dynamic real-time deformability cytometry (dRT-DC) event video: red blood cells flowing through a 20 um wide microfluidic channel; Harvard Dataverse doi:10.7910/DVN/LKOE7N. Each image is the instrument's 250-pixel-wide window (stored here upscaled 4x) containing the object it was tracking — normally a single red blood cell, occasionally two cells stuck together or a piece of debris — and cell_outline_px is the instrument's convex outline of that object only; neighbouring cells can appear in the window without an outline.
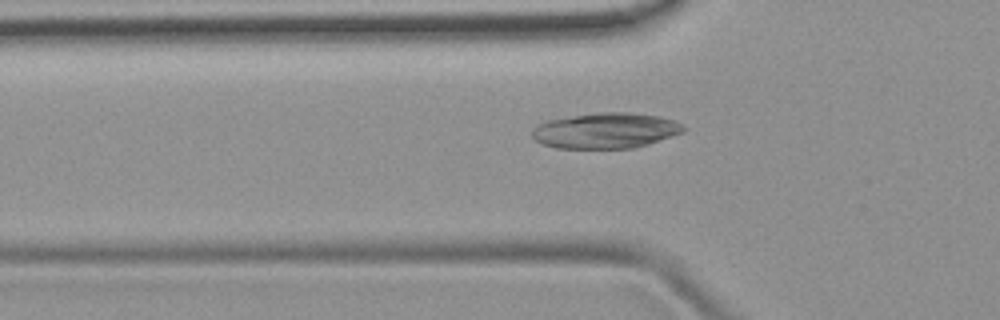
{"species": "common noctule bat (a hibernating species)", "species_latin": "Nyctalus noctula", "temperature_condition": "room temperature", "stored_images_in_passage": 48, "camera_frame_rate_fps": 3000, "um_per_image_px": 0.085, "animal": {"sex": "female", "body_mass_g": 19.9}, "frame": {"image": 1, "passage_image": 16, "time_ms": 5.0, "image_size_px": [1000, 320], "cell_outline_px": [[684, 132], [648, 144], [632, 148], [556, 148], [540, 144], [532, 136], [532, 128], [536, 124], [548, 120], [572, 116], [600, 112], [628, 112], [660, 116], [672, 120], [680, 124], [684, 128]], "centroid_in_image_um": [51.44, 11.1], "position_along_channel_um": 74.4, "area_um2": 31.33}}
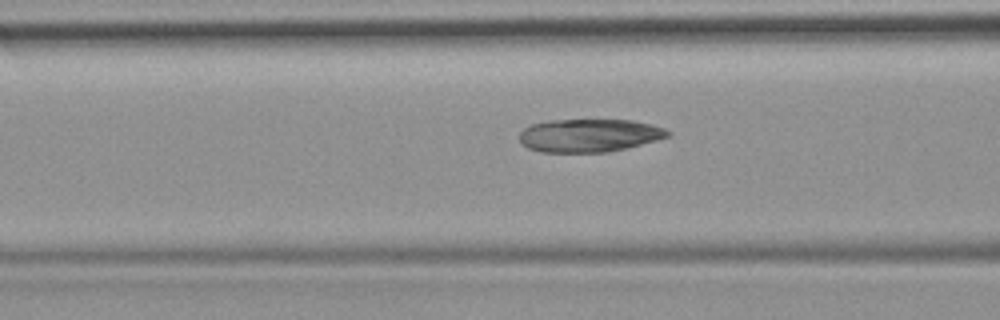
{"frame": {"image": 2, "passage_image": 19, "time_ms": 6.0, "image_size_px": [1000, 320], "cell_outline_px": [[672, 136], [608, 152], [540, 152], [528, 148], [520, 140], [520, 132], [524, 128], [532, 124], [548, 120], [632, 120], [652, 124], [664, 128], [672, 132]], "centroid_in_image_um": [50.1, 11.5], "position_along_channel_um": 116.5, "area_um2": 28.55}}
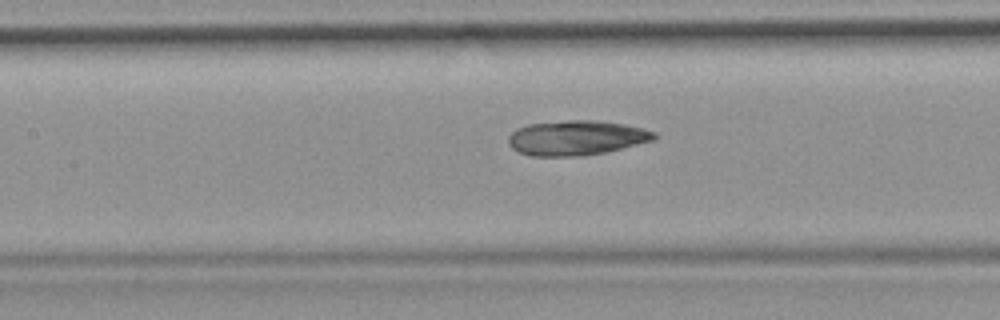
{"frame": {"image": 3, "passage_image": 22, "time_ms": 7.0, "image_size_px": [1000, 320], "cell_outline_px": [[656, 140], [604, 152], [584, 156], [532, 156], [520, 152], [512, 148], [508, 144], [508, 136], [516, 128], [528, 124], [564, 120], [596, 120], [624, 124], [644, 128], [656, 132]], "centroid_in_image_um": [48.99, 11.71], "position_along_channel_um": 158.4, "area_um2": 29.77}}